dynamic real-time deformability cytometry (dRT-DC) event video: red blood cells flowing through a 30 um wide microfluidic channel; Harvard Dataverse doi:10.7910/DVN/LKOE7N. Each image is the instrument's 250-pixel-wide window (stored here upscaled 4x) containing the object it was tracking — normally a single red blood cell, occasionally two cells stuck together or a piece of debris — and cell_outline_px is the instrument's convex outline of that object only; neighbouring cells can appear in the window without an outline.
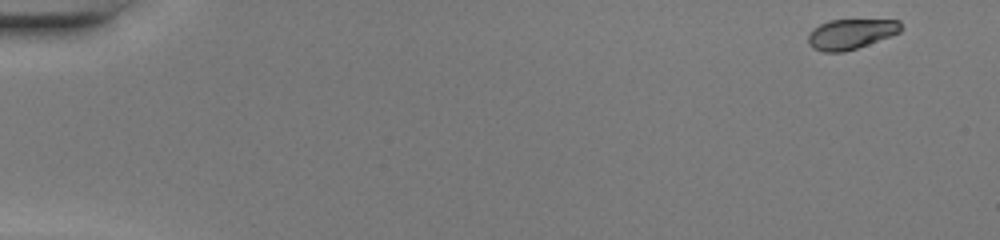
{"species": "common noctule bat (a hibernating species)", "species_latin": "Nyctalus noctula", "temperature_condition": "warm", "stored_images_in_passage": 47, "camera_frame_rate_fps": 3000, "um_per_image_px": 0.085, "animal": {"sex": "female", "body_mass_g": 20.0, "forearm_length_mm": 54.0}, "frame": {"image": 1, "passage_image": 1, "time_ms": 0.0, "image_size_px": [1000, 240], "cell_outline_px": [[904, 28], [900, 32], [868, 44], [844, 52], [824, 52], [812, 48], [808, 44], [808, 32], [820, 24], [828, 20], [900, 20]], "centroid_in_image_um": [72.31, 2.89], "position_along_channel_um": 12.7, "area_um2": 16.36}}
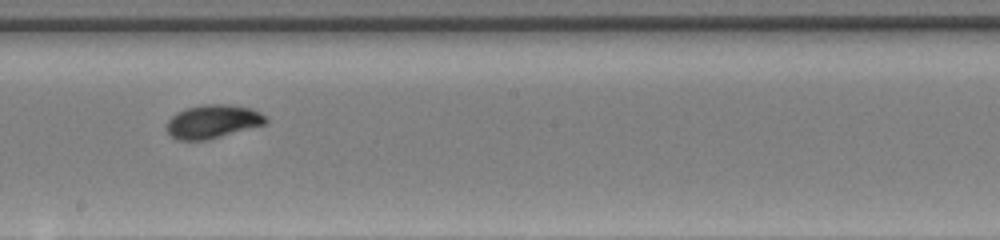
{"frame": {"image": 2, "passage_image": 27, "time_ms": 8.667, "image_size_px": [1000, 240], "cell_outline_px": [[268, 124], [208, 140], [176, 140], [168, 132], [168, 120], [176, 112], [188, 108], [204, 104], [228, 104], [252, 108], [268, 116]], "centroid_in_image_um": [18.16, 10.33], "position_along_channel_um": 230.0, "area_um2": 19.59}}
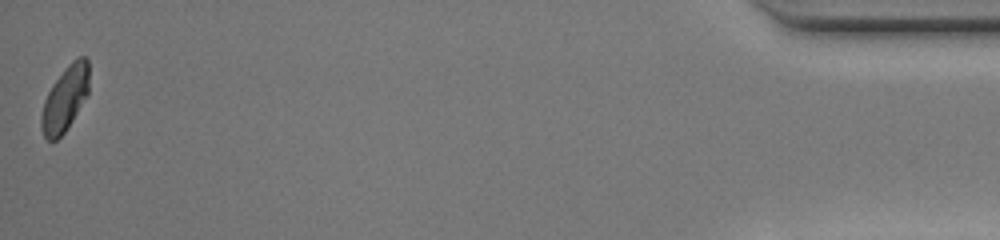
{"frame": {"image": 3, "passage_image": 47, "time_ms": 15.333, "image_size_px": [1000, 240], "cell_outline_px": [[88, 92], [72, 120], [64, 132], [56, 140], [48, 140], [44, 136], [40, 128], [40, 116], [44, 100], [52, 84], [68, 64], [76, 56], [84, 56], [88, 60]], "centroid_in_image_um": [5.5, 8.37], "position_along_channel_um": 429.7, "area_um2": 17.92}, "authors_computed_cell_mechanics": {"area_um2": 18.2648, "velocity_mm_per_s": 4.2983, "shape_relaxation_time_tau1_ms": 1.6036, "shape_relaxation_time_tau2_ms": 0.565, "deformation_change_tau1": 0.1426, "deformation_change_tau2": 0.039}}